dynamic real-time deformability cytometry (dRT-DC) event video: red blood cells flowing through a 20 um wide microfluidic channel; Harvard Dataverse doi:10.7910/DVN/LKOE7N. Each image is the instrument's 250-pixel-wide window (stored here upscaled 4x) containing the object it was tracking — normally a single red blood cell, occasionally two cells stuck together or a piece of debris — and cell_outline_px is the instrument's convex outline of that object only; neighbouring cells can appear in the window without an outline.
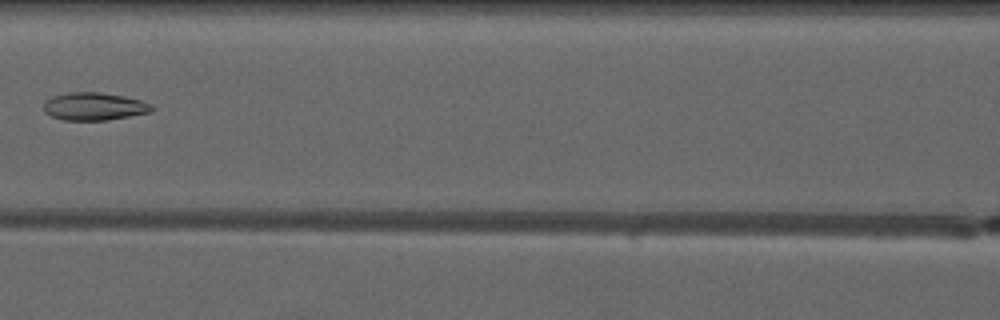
{"species": "common noctule bat (a hibernating species)", "species_latin": "Nyctalus noctula", "temperature_condition": "warm", "stored_images_in_passage": 5, "camera_frame_rate_fps": 3000, "um_per_image_px": 0.085, "animal": {"sex": "male", "forearm_length_mm": 52.5}, "frame": {"image": 1, "passage_image": 4, "time_ms": 3.667, "image_size_px": [1000, 320], "cell_outline_px": [[152, 112], [108, 120], [64, 120], [52, 116], [44, 112], [44, 104], [52, 96], [68, 92], [100, 92], [124, 96], [140, 100], [152, 104]], "centroid_in_image_um": [8.01, 9.04], "position_along_channel_um": 158.6, "area_um2": 17.46}}
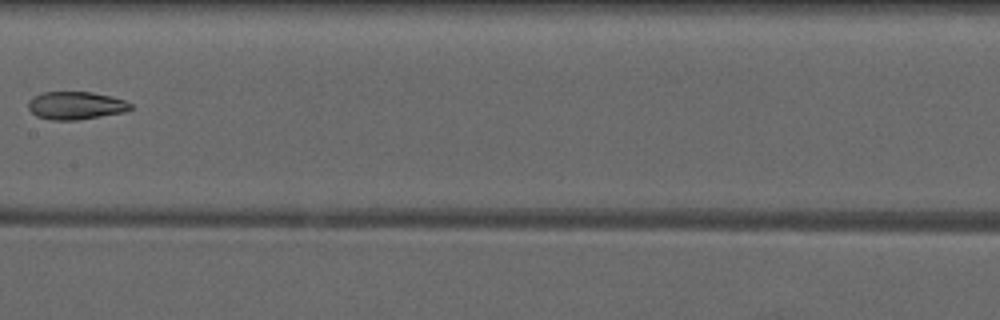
{"frame": {"image": 2, "passage_image": 5, "time_ms": 4.667, "image_size_px": [1000, 320], "cell_outline_px": [[132, 108], [124, 112], [76, 120], [52, 120], [36, 116], [28, 108], [28, 100], [32, 96], [40, 92], [92, 92], [112, 96], [124, 100], [132, 104]], "centroid_in_image_um": [6.41, 8.96], "position_along_channel_um": 201.0, "area_um2": 16.7}}